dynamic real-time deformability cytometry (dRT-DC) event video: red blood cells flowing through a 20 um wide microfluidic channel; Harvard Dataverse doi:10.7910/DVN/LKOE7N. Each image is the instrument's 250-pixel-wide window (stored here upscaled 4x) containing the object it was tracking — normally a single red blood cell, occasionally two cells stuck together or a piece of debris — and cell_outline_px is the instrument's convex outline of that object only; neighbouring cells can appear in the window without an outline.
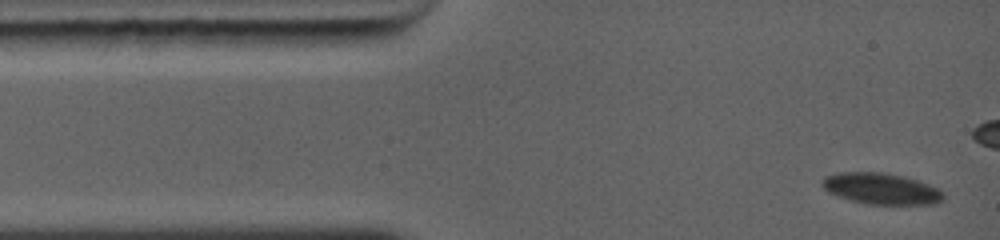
{"species": "common noctule bat (a hibernating species)", "species_latin": "Nyctalus noctula", "temperature_condition": "warm", "stored_images_in_passage": 6, "camera_frame_rate_fps": 5000, "um_per_image_px": 0.085, "animal": {"sex": "female", "body_mass_g": 19.0, "forearm_length_mm": 56.7}, "frame": {"image": 1, "passage_image": 1, "time_ms": 0.0, "image_size_px": [1000, 240], "cell_outline_px": [[944, 196], [940, 200], [928, 204], [872, 204], [852, 200], [832, 192], [824, 188], [824, 176], [836, 172], [880, 172], [904, 176], [920, 180], [940, 188], [944, 192]], "centroid_in_image_um": [74.97, 16.01], "position_along_channel_um": 10.0, "area_um2": 21.68}}